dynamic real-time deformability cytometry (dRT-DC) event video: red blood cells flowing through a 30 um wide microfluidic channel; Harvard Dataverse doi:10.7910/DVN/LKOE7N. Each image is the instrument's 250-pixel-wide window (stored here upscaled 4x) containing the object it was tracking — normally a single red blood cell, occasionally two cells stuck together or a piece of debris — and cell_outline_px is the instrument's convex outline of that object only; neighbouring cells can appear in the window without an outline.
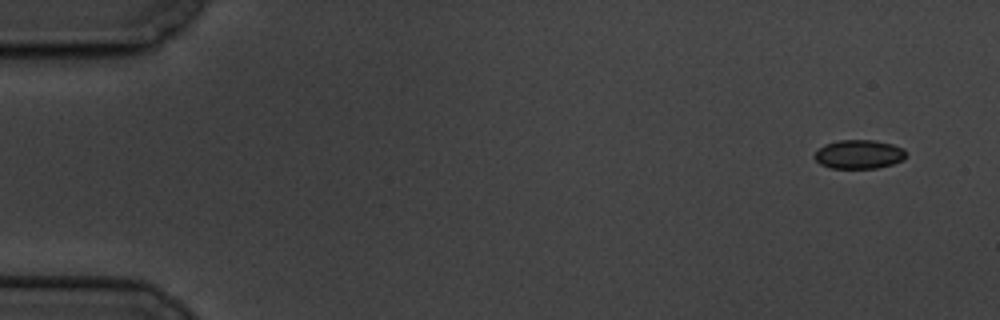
{"species": "common noctule bat (a hibernating species)", "species_latin": "Nyctalus noctula", "temperature_condition": "cold", "stored_images_in_passage": 6, "camera_frame_rate_fps": 3000, "um_per_image_px": 0.085, "animal": {"sex": "male", "body_mass_g": 19.5, "forearm_length_mm": 54.6}, "frame": {"image": 1, "passage_image": 1, "time_ms": 0.0, "image_size_px": [1000, 320], "cell_outline_px": [[904, 160], [892, 164], [876, 168], [832, 168], [820, 164], [816, 160], [816, 152], [824, 144], [840, 140], [876, 140], [892, 144], [904, 148]], "centroid_in_image_um": [73.03, 13.11], "position_along_channel_um": 12.0, "area_um2": 15.26}}